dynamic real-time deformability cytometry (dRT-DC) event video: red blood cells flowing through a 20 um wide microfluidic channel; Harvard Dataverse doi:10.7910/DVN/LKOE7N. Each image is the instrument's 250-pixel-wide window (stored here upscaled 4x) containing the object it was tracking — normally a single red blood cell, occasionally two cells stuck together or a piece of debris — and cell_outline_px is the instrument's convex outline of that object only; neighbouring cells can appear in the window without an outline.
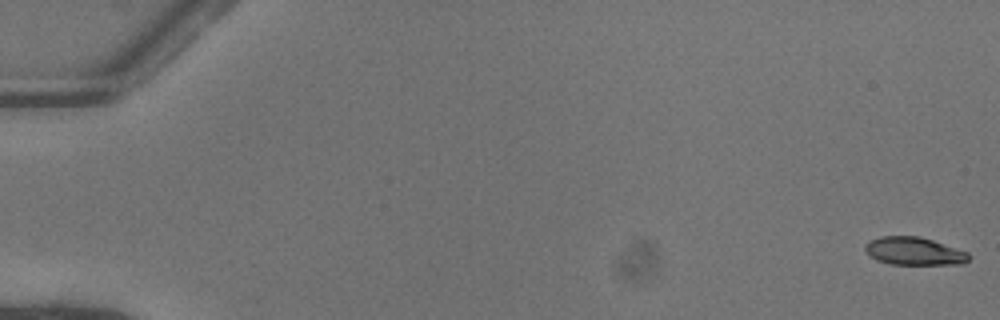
{"species": "common noctule bat (a hibernating species)", "species_latin": "Nyctalus noctula", "temperature_condition": "warm", "stored_images_in_passage": 52, "camera_frame_rate_fps": 3000, "um_per_image_px": 0.085, "animal": {"sex": "female"}, "frame": {"image": 1, "passage_image": 1, "time_ms": 0.0, "image_size_px": [1000, 320], "cell_outline_px": [[972, 256], [964, 264], [888, 264], [876, 260], [868, 256], [864, 248], [864, 244], [868, 240], [880, 236], [920, 236], [968, 252]], "centroid_in_image_um": [77.66, 21.35], "position_along_channel_um": 7.3, "area_um2": 17.11}}
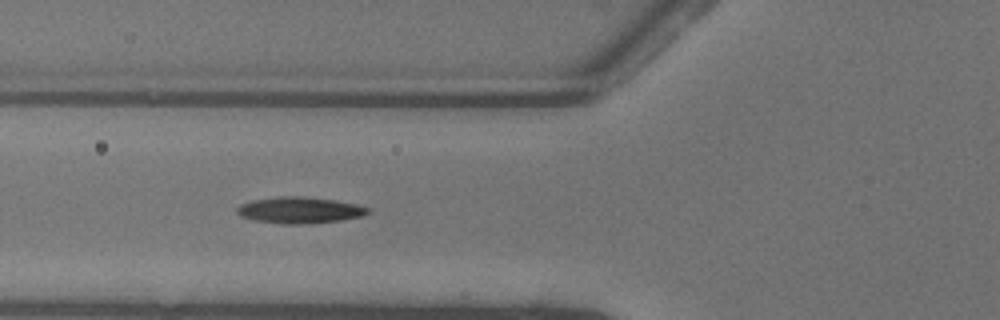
{"frame": {"image": 2, "passage_image": 21, "time_ms": 6.667, "image_size_px": [1000, 320], "cell_outline_px": [[368, 212], [360, 216], [340, 220], [308, 224], [280, 224], [256, 220], [240, 216], [236, 212], [236, 208], [240, 204], [252, 200], [280, 196], [300, 196], [332, 200], [356, 204], [368, 208]], "centroid_in_image_um": [25.4, 17.86], "position_along_channel_um": 100.4, "area_um2": 19.88}}
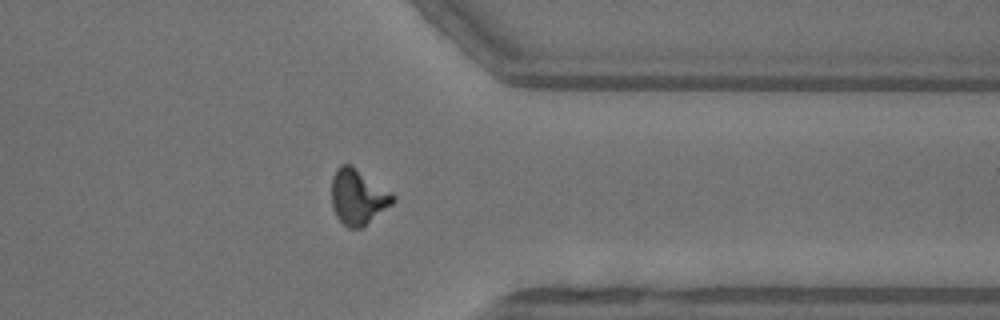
{"frame": {"image": 3, "passage_image": 42, "time_ms": 13.667, "image_size_px": [1000, 320], "cell_outline_px": [[396, 200], [392, 204], [360, 228], [348, 228], [336, 216], [332, 208], [332, 176], [336, 168], [340, 164], [352, 164], [392, 192], [396, 196]], "centroid_in_image_um": [30.42, 16.69], "position_along_channel_um": 381.0, "area_um2": 19.88}, "authors_computed_cell_mechanics": {"area_um2": 18.8139, "velocity_mm_per_s": 4.0853, "shape_relaxation_time_tau1_ms": 6.4839, "shape_relaxation_time_tau2_ms": 2.5921, "deformation_change_tau1": 0.2271, "deformation_change_tau2": 0.092}}